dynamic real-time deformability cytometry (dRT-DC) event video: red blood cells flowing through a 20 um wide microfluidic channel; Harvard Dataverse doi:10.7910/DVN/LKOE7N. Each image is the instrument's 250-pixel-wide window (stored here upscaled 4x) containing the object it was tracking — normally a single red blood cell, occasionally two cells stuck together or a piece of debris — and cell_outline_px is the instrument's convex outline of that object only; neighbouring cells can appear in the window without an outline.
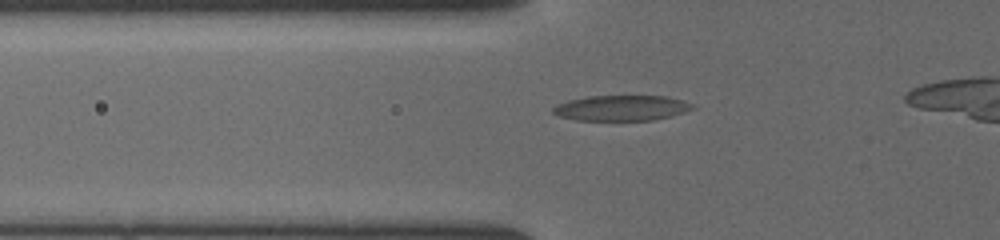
{"species": "common noctule bat (a hibernating species)", "species_latin": "Nyctalus noctula", "temperature_condition": "cold", "stored_images_in_passage": 35, "camera_frame_rate_fps": 3000, "um_per_image_px": 0.085, "animal": {"sex": "female", "body_mass_g": 19.5, "forearm_length_mm": 54.1}, "frame": {"image": 1, "passage_image": 9, "time_ms": 2.667, "image_size_px": [1000, 240], "cell_outline_px": [[696, 108], [684, 112], [652, 120], [576, 120], [560, 116], [552, 112], [552, 108], [556, 104], [568, 100], [588, 96], [664, 96], [684, 100], [692, 104]], "centroid_in_image_um": [52.81, 9.17], "position_along_channel_um": 73.0, "area_um2": 20.58}}
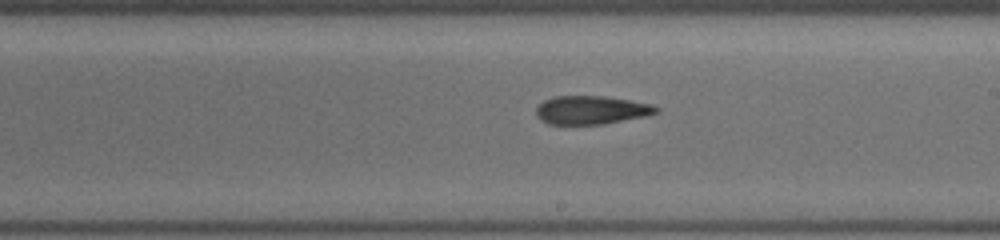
{"frame": {"image": 2, "passage_image": 21, "time_ms": 6.667, "image_size_px": [1000, 240], "cell_outline_px": [[660, 112], [648, 116], [604, 124], [548, 124], [540, 120], [536, 116], [536, 108], [544, 100], [556, 96], [604, 96], [652, 104], [660, 108]], "centroid_in_image_um": [50.29, 9.36], "position_along_channel_um": 238.7, "area_um2": 20.06}}
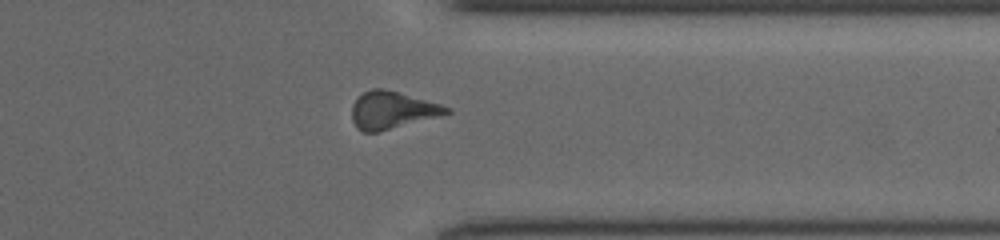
{"frame": {"image": 3, "passage_image": 31, "time_ms": 10.0, "image_size_px": [1000, 240], "cell_outline_px": [[452, 112], [376, 132], [364, 132], [356, 128], [352, 120], [352, 104], [364, 92], [372, 88], [384, 88], [440, 104], [452, 108]], "centroid_in_image_um": [33.3, 9.35], "position_along_channel_um": 378.1, "area_um2": 20.17}}